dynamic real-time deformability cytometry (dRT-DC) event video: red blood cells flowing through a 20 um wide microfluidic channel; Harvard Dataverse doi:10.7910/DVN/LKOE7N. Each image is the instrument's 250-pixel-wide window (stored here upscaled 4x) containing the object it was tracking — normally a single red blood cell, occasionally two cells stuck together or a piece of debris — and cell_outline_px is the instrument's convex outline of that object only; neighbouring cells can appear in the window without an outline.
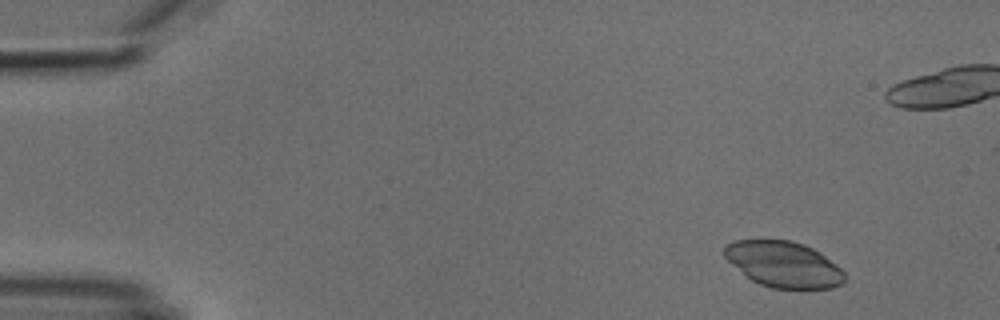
{"species": "common noctule bat (a hibernating species)", "species_latin": "Nyctalus noctula", "temperature_condition": "cold", "stored_images_in_passage": 6, "camera_frame_rate_fps": 3000, "um_per_image_px": 0.085, "animal": {"sex": "male", "body_mass_g": 18.8}, "frame": {"image": 1, "passage_image": 1, "time_ms": 0.0, "image_size_px": [1000, 320], "cell_outline_px": [[844, 280], [840, 284], [832, 288], [772, 288], [760, 284], [744, 276], [724, 256], [724, 244], [736, 240], [792, 240], [804, 244], [820, 252], [836, 264], [844, 272]], "centroid_in_image_um": [66.58, 22.45], "position_along_channel_um": 18.4, "area_um2": 32.08}}